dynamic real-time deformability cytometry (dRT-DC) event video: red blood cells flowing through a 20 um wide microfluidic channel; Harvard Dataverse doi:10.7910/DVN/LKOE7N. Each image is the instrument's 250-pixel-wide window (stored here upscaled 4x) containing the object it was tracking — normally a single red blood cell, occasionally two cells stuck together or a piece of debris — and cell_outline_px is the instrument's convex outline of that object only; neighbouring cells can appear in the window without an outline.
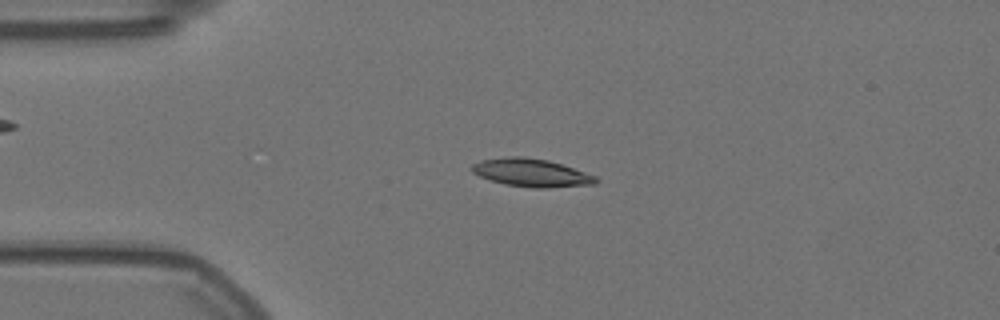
{"species": "Egyptian fruit bat (a non-hibernating species)", "species_latin": "Rousettus aegyptiacus", "temperature_condition": "warm", "stored_images_in_passage": 53, "camera_frame_rate_fps": 3000, "um_per_image_px": 0.085, "animal": {"sex": "female"}, "frame": {"image": 1, "passage_image": 12, "time_ms": 3.667, "image_size_px": [1000, 320], "cell_outline_px": [[600, 180], [596, 184], [548, 188], [532, 188], [504, 184], [480, 176], [472, 172], [468, 168], [472, 164], [480, 160], [508, 156], [524, 156], [548, 160], [596, 176]], "centroid_in_image_um": [45.14, 14.68], "position_along_channel_um": 39.9, "area_um2": 20.35}}
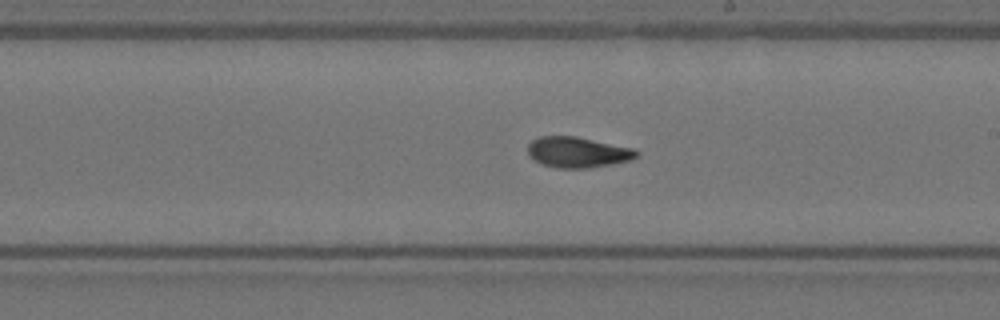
{"frame": {"image": 2, "passage_image": 31, "time_ms": 10.0, "image_size_px": [1000, 320], "cell_outline_px": [[640, 152], [632, 160], [612, 164], [588, 168], [556, 168], [532, 160], [528, 156], [528, 144], [532, 140], [540, 136], [576, 136], [632, 148]], "centroid_in_image_um": [49.08, 12.94], "position_along_channel_um": 239.9, "area_um2": 19.48}}
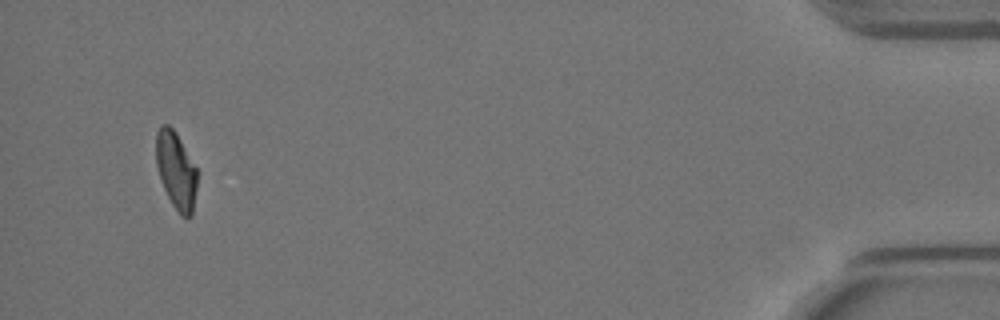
{"frame": {"image": 3, "passage_image": 53, "time_ms": 17.333, "image_size_px": [1000, 320], "cell_outline_px": [[196, 188], [192, 216], [180, 216], [172, 204], [160, 180], [156, 164], [156, 132], [160, 124], [168, 124], [176, 132], [196, 168]], "centroid_in_image_um": [14.94, 14.46], "position_along_channel_um": 420.3, "area_um2": 18.38}, "authors_computed_cell_mechanics": {"area_um2": 19.4786, "velocity_mm_per_s": 3.5479, "shape_relaxation_time_tau1_ms": 6.3808, "shape_relaxation_time_tau2_ms": 3.1208, "deformation_change_tau1": 0.1821, "deformation_change_tau2": 0.0848}}